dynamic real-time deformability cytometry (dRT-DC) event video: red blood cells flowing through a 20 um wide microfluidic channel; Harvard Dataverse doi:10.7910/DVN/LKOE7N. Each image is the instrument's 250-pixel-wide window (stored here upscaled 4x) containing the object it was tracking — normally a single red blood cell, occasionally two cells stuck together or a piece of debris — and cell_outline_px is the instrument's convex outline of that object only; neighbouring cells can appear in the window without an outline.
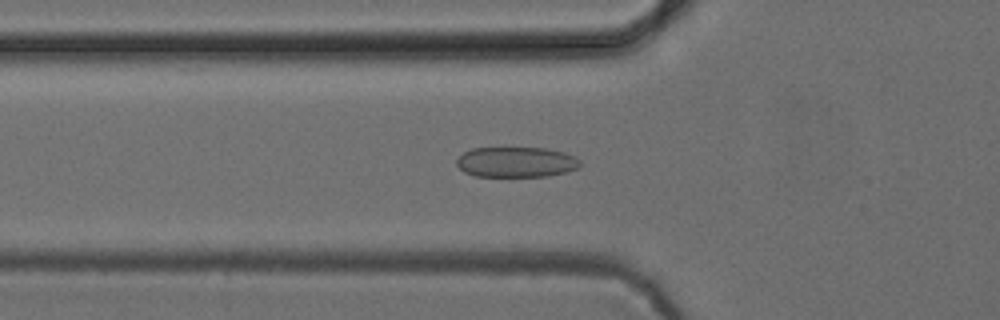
{"species": "common noctule bat (a hibernating species)", "species_latin": "Nyctalus noctula", "temperature_condition": "cold", "stored_images_in_passage": 52, "camera_frame_rate_fps": 3000, "um_per_image_px": 0.085, "animal": {"sex": "female", "body_mass_g": 24.6, "forearm_length_mm": 56.2}, "frame": {"image": 1, "passage_image": 18, "time_ms": 5.667, "image_size_px": [1000, 320], "cell_outline_px": [[580, 168], [568, 172], [548, 176], [476, 176], [464, 172], [456, 164], [456, 160], [464, 152], [472, 148], [548, 148], [564, 152], [576, 156], [580, 160]], "centroid_in_image_um": [43.92, 13.77], "position_along_channel_um": 81.9, "area_um2": 22.02}}
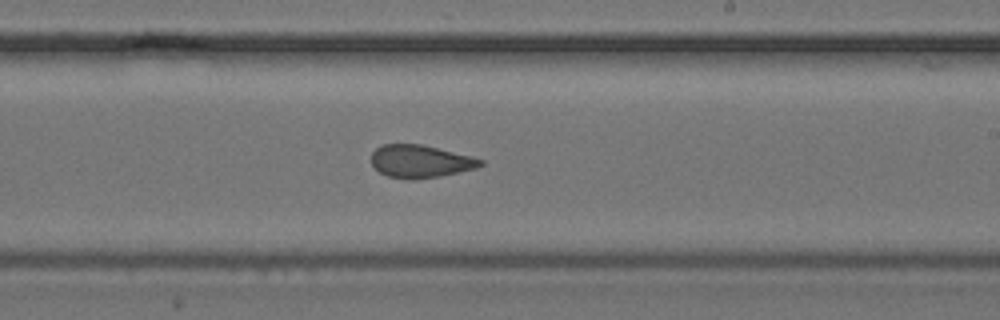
{"frame": {"image": 2, "passage_image": 31, "time_ms": 10.0, "image_size_px": [1000, 320], "cell_outline_px": [[484, 164], [476, 168], [440, 176], [412, 180], [408, 180], [388, 176], [380, 172], [372, 164], [372, 152], [380, 144], [420, 144], [472, 156], [484, 160]], "centroid_in_image_um": [35.73, 13.71], "position_along_channel_um": 253.3, "area_um2": 20.81}}
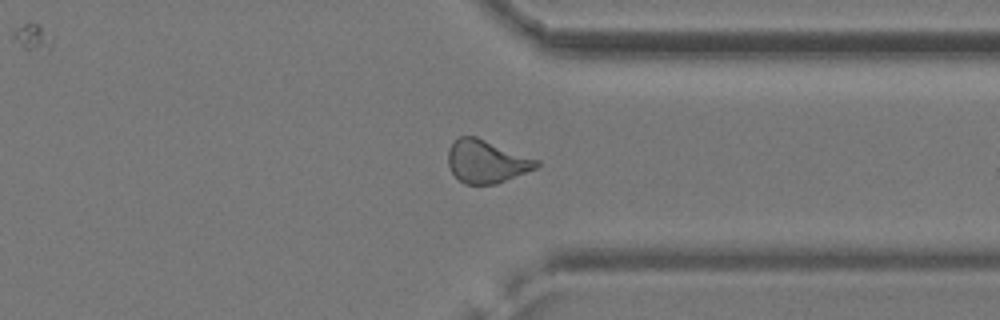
{"frame": {"image": 3, "passage_image": 40, "time_ms": 13.0, "image_size_px": [1000, 320], "cell_outline_px": [[540, 164], [536, 168], [496, 184], [464, 184], [452, 172], [448, 164], [448, 148], [460, 136], [476, 136], [540, 160]], "centroid_in_image_um": [41.36, 13.72], "position_along_channel_um": 370.0, "area_um2": 22.02}, "authors_computed_cell_mechanics": {"area_um2": 21.9351, "velocity_mm_per_s": 3.9243, "shape_relaxation_time_tau1_ms": null, "shape_relaxation_time_tau2_ms": 1.3873, "deformation_change_tau1": null, "deformation_change_tau2": 0.0853}}